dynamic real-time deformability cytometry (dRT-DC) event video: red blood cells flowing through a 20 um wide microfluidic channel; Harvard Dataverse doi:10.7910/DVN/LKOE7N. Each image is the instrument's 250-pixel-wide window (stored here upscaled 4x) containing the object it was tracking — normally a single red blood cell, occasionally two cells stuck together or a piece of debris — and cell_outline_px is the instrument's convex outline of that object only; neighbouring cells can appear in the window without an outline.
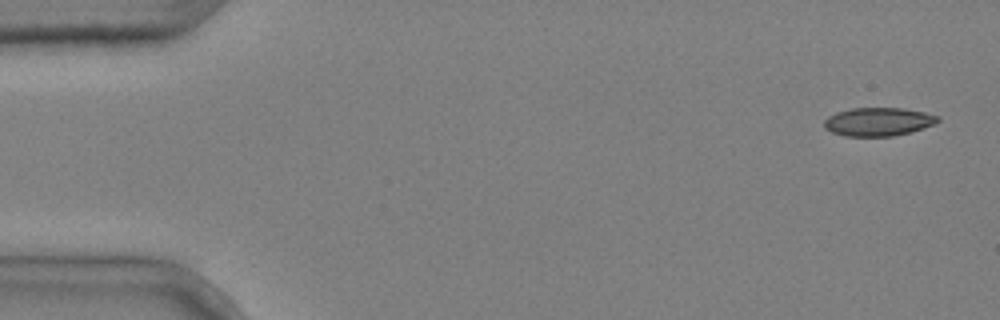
{"species": "common noctule bat (a hibernating species)", "species_latin": "Nyctalus noctula", "temperature_condition": "cold", "stored_images_in_passage": 5, "segment_of_instrument_passage": [2, 2], "camera_frame_rate_fps": 3000, "um_per_image_px": 0.085, "animal": {"sex": "male", "body_mass_g": 20.4}, "frame": {"image": 1, "passage_image": 5, "time_ms": 1.333, "image_size_px": [1000, 320], "cell_outline_px": [[940, 120], [936, 124], [912, 132], [892, 136], [844, 136], [832, 132], [824, 128], [824, 120], [828, 116], [836, 112], [852, 108], [904, 108], [924, 112], [940, 116]], "centroid_in_image_um": [74.67, 10.35], "position_along_channel_um": 10.3, "area_um2": 19.02}}